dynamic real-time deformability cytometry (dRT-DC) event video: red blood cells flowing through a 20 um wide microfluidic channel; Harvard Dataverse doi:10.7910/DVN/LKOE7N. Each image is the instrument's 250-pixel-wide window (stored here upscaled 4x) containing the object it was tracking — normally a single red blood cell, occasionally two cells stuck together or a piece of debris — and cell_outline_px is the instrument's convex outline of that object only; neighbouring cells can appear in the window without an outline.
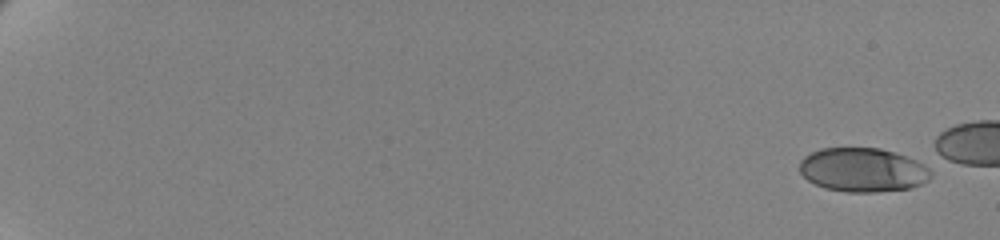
{"species": "human", "species_latin": "Homo sapiens", "temperature_condition": "cold", "stored_images_in_passage": 27, "camera_frame_rate_fps": 3000, "um_per_image_px": 0.085, "donor": {"sex": "female"}, "frame": {"image": 1, "passage_image": 1, "time_ms": 0.0, "image_size_px": [1000, 240], "cell_outline_px": [[932, 176], [928, 180], [920, 184], [908, 188], [876, 192], [844, 192], [824, 188], [808, 180], [800, 172], [800, 160], [804, 156], [820, 148], [880, 148], [932, 164]], "centroid_in_image_um": [73.4, 14.43], "position_along_channel_um": 11.6, "area_um2": 34.1}}
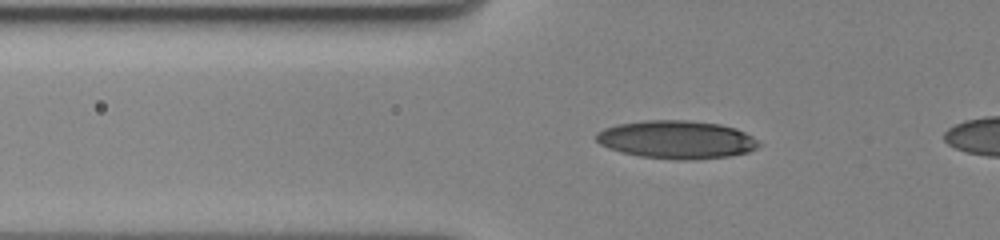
{"frame": {"image": 2, "passage_image": 23, "time_ms": 7.333, "image_size_px": [1000, 240], "cell_outline_px": [[760, 144], [756, 148], [748, 152], [728, 156], [692, 160], [676, 160], [640, 156], [620, 152], [608, 148], [600, 144], [596, 140], [596, 132], [604, 128], [616, 124], [644, 120], [688, 120], [720, 124], [736, 128], [752, 136]], "centroid_in_image_um": [57.48, 11.86], "position_along_channel_um": 68.3, "area_um2": 36.24}}